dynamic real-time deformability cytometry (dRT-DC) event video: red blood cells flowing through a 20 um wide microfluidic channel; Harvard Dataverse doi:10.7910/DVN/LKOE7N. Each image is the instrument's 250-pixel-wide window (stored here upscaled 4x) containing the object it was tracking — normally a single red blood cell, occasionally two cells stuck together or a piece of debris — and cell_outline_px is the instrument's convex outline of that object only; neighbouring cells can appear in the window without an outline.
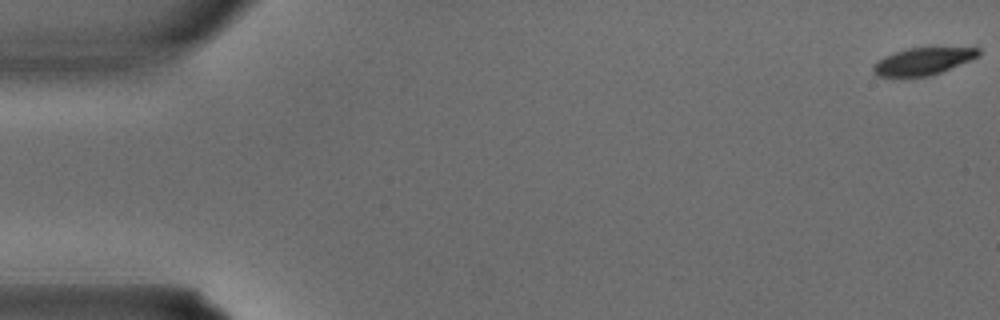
{"species": "common noctule bat (a hibernating species)", "species_latin": "Nyctalus noctula", "temperature_condition": "warm", "stored_images_in_passage": 4, "camera_frame_rate_fps": 3000, "um_per_image_px": 0.085, "animal": {"sex": "male", "body_mass_g": 15.6}, "frame": {"image": 1, "passage_image": 1, "time_ms": 0.0, "image_size_px": [1000, 320], "cell_outline_px": [[980, 56], [932, 76], [876, 76], [872, 72], [872, 64], [876, 60], [884, 56], [908, 48], [980, 48]], "centroid_in_image_um": [78.42, 5.22], "position_along_channel_um": 6.6, "area_um2": 16.65}}